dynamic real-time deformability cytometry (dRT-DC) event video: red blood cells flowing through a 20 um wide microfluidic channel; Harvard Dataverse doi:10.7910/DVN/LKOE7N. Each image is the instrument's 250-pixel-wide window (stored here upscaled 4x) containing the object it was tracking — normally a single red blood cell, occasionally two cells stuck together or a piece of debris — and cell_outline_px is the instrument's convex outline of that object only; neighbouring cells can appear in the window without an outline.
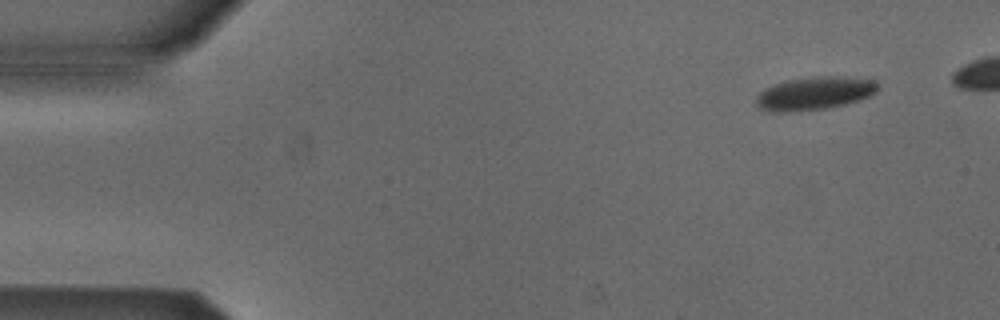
{"species": "Egyptian fruit bat (a non-hibernating species)", "species_latin": "Rousettus aegyptiacus", "temperature_condition": "cold", "stored_images_in_passage": 4, "camera_frame_rate_fps": 3000, "um_per_image_px": 0.085, "animal": {"sex": "male"}, "frame": {"image": 1, "passage_image": 1, "time_ms": 0.0, "image_size_px": [1000, 320], "cell_outline_px": [[880, 88], [872, 96], [860, 100], [844, 104], [824, 108], [784, 112], [776, 112], [760, 108], [756, 104], [756, 96], [764, 88], [788, 80], [812, 76], [840, 76], [876, 80]], "centroid_in_image_um": [69.28, 7.92], "position_along_channel_um": 15.7, "area_um2": 23.47}}